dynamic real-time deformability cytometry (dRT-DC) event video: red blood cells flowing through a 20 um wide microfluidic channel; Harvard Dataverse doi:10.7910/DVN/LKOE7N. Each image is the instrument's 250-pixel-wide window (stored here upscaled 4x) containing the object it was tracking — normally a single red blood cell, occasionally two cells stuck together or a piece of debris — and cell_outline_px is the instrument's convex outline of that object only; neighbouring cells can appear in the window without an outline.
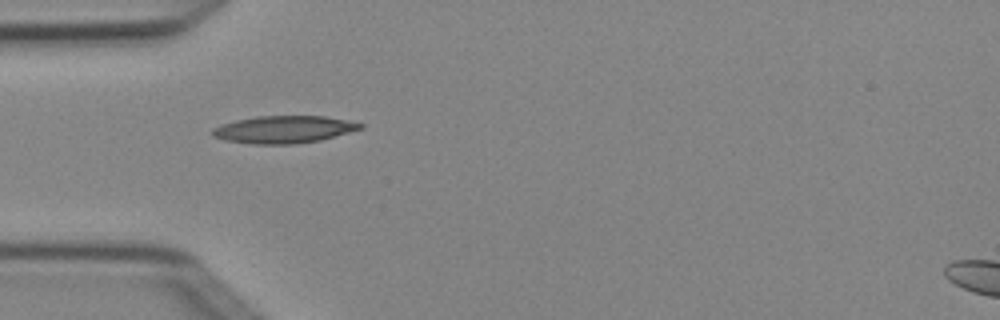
{"species": "Egyptian fruit bat (a non-hibernating species)", "species_latin": "Rousettus aegyptiacus", "temperature_condition": "cold", "stored_images_in_passage": 3, "camera_frame_rate_fps": 3000, "um_per_image_px": 0.085, "animal": {"sex": "female"}, "frame": {"image": 1, "passage_image": 1, "time_ms": 0.0, "image_size_px": [1000, 320], "cell_outline_px": [[364, 128], [320, 140], [296, 144], [252, 144], [228, 140], [212, 136], [212, 128], [220, 124], [236, 120], [256, 116], [324, 116], [348, 120], [364, 124]], "centroid_in_image_um": [24.13, 11.0], "position_along_channel_um": 60.9, "area_um2": 23.58}}
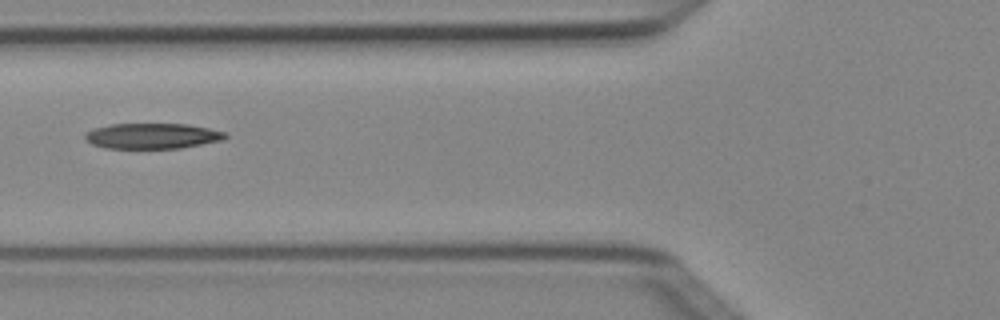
{"frame": {"image": 2, "passage_image": 2, "time_ms": 0.333, "image_size_px": [1000, 320], "cell_outline_px": [[228, 136], [224, 140], [180, 148], [104, 148], [92, 144], [84, 140], [84, 132], [92, 128], [112, 124], [188, 124], [228, 132]], "centroid_in_image_um": [12.93, 11.55], "position_along_channel_um": 112.9, "area_um2": 21.1}}
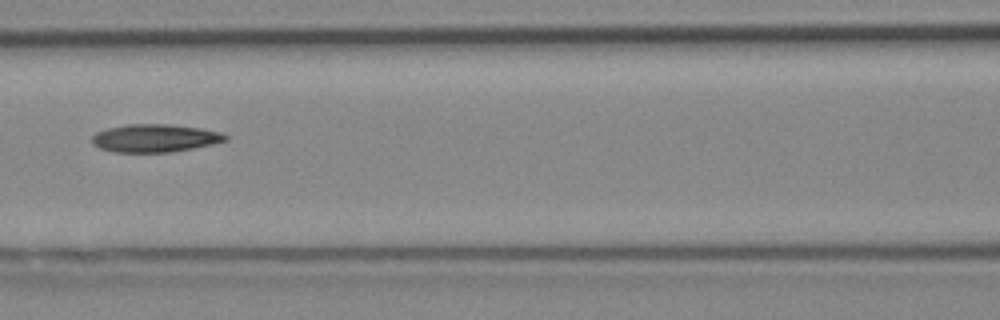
{"frame": {"image": 3, "passage_image": 3, "time_ms": 0.667, "image_size_px": [1000, 320], "cell_outline_px": [[228, 140], [212, 144], [192, 148], [168, 152], [112, 152], [100, 148], [92, 144], [92, 136], [96, 132], [108, 128], [128, 124], [168, 124], [200, 128], [220, 132], [228, 136]], "centroid_in_image_um": [13.14, 11.74], "position_along_channel_um": 153.5, "area_um2": 21.62}}